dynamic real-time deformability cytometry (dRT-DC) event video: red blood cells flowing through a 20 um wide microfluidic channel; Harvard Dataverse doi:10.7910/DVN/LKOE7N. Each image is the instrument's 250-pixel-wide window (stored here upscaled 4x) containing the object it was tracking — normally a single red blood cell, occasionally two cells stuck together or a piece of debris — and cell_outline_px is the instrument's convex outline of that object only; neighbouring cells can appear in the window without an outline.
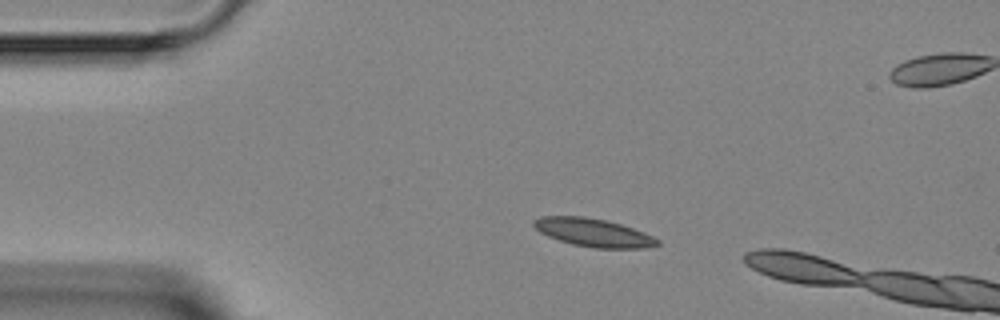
{"species": "Egyptian fruit bat (a non-hibernating species)", "species_latin": "Rousettus aegyptiacus", "temperature_condition": "room temperature", "stored_images_in_passage": 2, "camera_frame_rate_fps": 3000, "um_per_image_px": 0.085, "animal": {"sex": "female"}, "frame": {"image": 1, "passage_image": 1, "time_ms": 0.0, "image_size_px": [1000, 320], "cell_outline_px": [[660, 244], [644, 248], [596, 248], [572, 244], [548, 236], [540, 232], [532, 224], [532, 220], [540, 216], [584, 216], [604, 220], [620, 224], [644, 232], [660, 240]], "centroid_in_image_um": [50.42, 19.76], "position_along_channel_um": 34.6, "area_um2": 20.17}}